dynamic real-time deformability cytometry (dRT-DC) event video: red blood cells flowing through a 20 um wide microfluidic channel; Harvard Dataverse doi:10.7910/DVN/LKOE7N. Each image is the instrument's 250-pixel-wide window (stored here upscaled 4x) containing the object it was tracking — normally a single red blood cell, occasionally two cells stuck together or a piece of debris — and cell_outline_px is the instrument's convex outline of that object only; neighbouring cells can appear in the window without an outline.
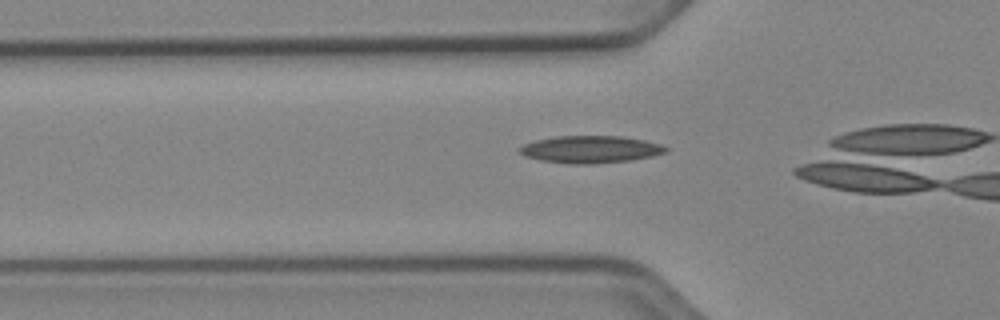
{"species": "Egyptian fruit bat (a non-hibernating species)", "species_latin": "Rousettus aegyptiacus", "temperature_condition": "cold", "stored_images_in_passage": 14, "camera_frame_rate_fps": 3000, "um_per_image_px": 0.085, "animal": {"sex": "female"}, "frame": {"image": 1, "passage_image": 12, "time_ms": 3.667, "image_size_px": [1000, 320], "cell_outline_px": [[668, 152], [652, 156], [628, 160], [592, 164], [568, 164], [540, 160], [524, 156], [516, 148], [524, 144], [536, 140], [556, 136], [620, 136], [644, 140], [660, 144], [668, 148]], "centroid_in_image_um": [50.16, 12.7], "position_along_channel_um": 75.6, "area_um2": 23.24}}